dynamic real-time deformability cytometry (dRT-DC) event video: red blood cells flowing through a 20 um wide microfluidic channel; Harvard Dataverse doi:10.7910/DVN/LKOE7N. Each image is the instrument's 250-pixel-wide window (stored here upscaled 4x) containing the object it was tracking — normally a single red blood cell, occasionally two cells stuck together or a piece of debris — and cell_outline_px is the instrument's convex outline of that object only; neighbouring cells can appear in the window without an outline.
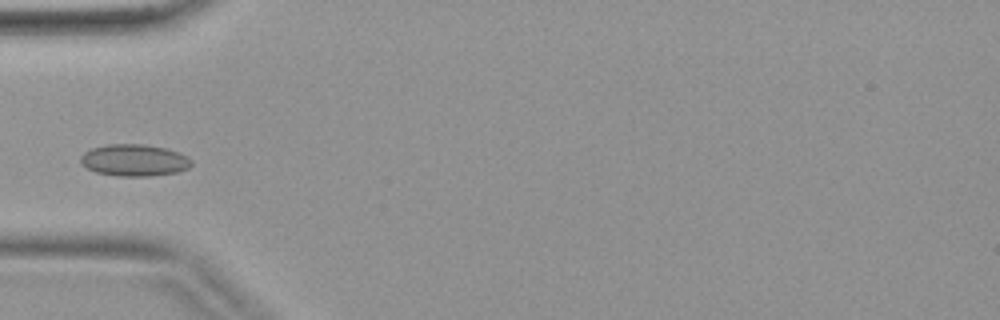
{"species": "common noctule bat (a hibernating species)", "species_latin": "Nyctalus noctula", "temperature_condition": "warm", "stored_images_in_passage": 4, "camera_frame_rate_fps": 3000, "um_per_image_px": 0.085, "animal": {"sex": "female", "body_mass_g": 19.9}, "frame": {"image": 1, "passage_image": 4, "time_ms": 1.0, "image_size_px": [1000, 320], "cell_outline_px": [[192, 164], [188, 168], [176, 172], [148, 176], [116, 176], [96, 172], [80, 164], [80, 156], [84, 152], [92, 148], [108, 144], [144, 144], [168, 148], [180, 152], [192, 160]], "centroid_in_image_um": [11.41, 13.61], "position_along_channel_um": 73.6, "area_um2": 20.69}}